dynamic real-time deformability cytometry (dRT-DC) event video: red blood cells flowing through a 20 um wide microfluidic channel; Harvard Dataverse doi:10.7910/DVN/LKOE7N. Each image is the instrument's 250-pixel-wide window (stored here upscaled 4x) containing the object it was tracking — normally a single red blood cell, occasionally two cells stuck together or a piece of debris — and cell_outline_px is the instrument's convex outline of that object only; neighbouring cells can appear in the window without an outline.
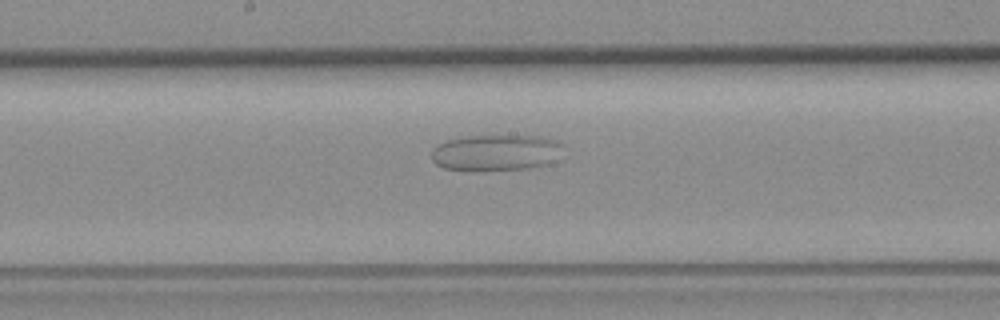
{"species": "common noctule bat (a hibernating species)", "species_latin": "Nyctalus noctula", "temperature_condition": "room temperature", "stored_images_in_passage": 43, "camera_frame_rate_fps": 3000, "um_per_image_px": 0.085, "animal": {"sex": "female", "body_mass_g": 19.3, "forearm_length_mm": 54.1}, "frame": {"image": 1, "passage_image": 15, "time_ms": 4.667, "image_size_px": [1000, 320], "cell_outline_px": [[560, 160], [548, 164], [528, 168], [484, 172], [472, 172], [444, 168], [436, 164], [432, 160], [432, 152], [440, 144], [448, 140], [468, 136], [540, 136], [556, 140], [560, 144]], "centroid_in_image_um": [42.17, 13.01], "position_along_channel_um": 206.0, "area_um2": 28.15}}
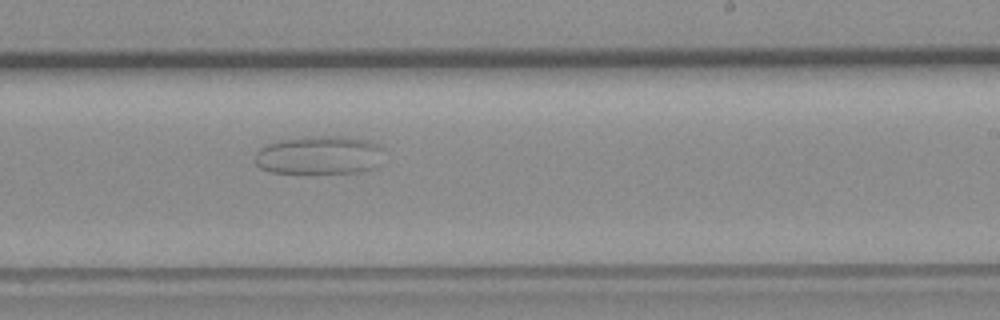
{"frame": {"image": 2, "passage_image": 20, "time_ms": 6.333, "image_size_px": [1000, 320], "cell_outline_px": [[384, 148], [380, 164], [372, 168], [356, 172], [268, 172], [260, 168], [256, 164], [256, 152], [260, 148], [276, 140], [304, 136], [340, 136], [368, 140], [380, 144]], "centroid_in_image_um": [27.16, 13.16], "position_along_channel_um": 261.8, "area_um2": 29.02}}